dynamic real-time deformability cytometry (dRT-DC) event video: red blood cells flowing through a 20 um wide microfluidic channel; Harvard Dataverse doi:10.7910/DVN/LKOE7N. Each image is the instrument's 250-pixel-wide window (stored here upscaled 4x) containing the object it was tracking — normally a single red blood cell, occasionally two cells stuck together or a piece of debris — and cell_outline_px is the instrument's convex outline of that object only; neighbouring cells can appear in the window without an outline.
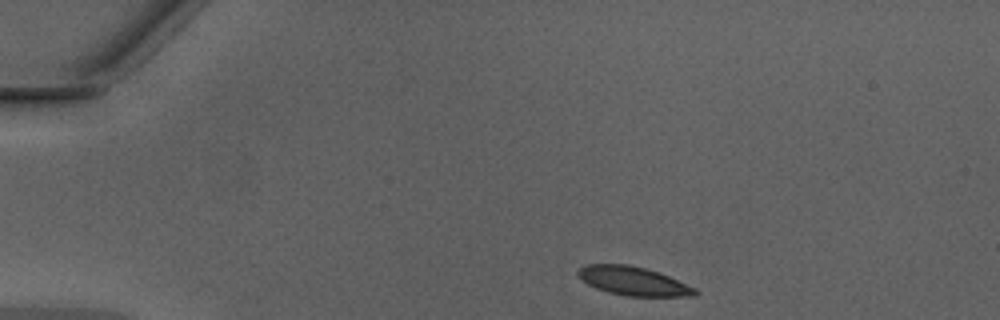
{"species": "Egyptian fruit bat (a non-hibernating species)", "species_latin": "Rousettus aegyptiacus", "temperature_condition": "warm", "stored_images_in_passage": 40, "camera_frame_rate_fps": 3000, "um_per_image_px": 0.085, "animal": {"sex": "male"}, "frame": {"image": 1, "passage_image": 1, "time_ms": 0.0, "image_size_px": [1000, 320], "cell_outline_px": [[696, 296], [628, 296], [608, 292], [596, 288], [588, 284], [576, 272], [584, 264], [628, 264], [644, 268], [668, 276], [696, 288]], "centroid_in_image_um": [53.81, 23.88], "position_along_channel_um": 31.2, "area_um2": 19.31}}
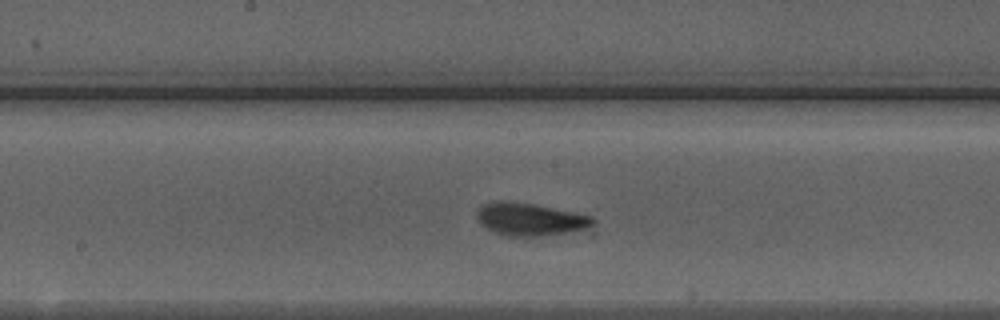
{"frame": {"image": 2, "passage_image": 18, "time_ms": 5.667, "image_size_px": [1000, 320], "cell_outline_px": [[596, 220], [592, 224], [584, 228], [564, 232], [540, 236], [508, 236], [496, 232], [488, 228], [476, 216], [476, 212], [480, 204], [496, 200], [508, 200], [532, 204], [592, 216]], "centroid_in_image_um": [44.99, 18.61], "position_along_channel_um": 203.2, "area_um2": 21.62}}
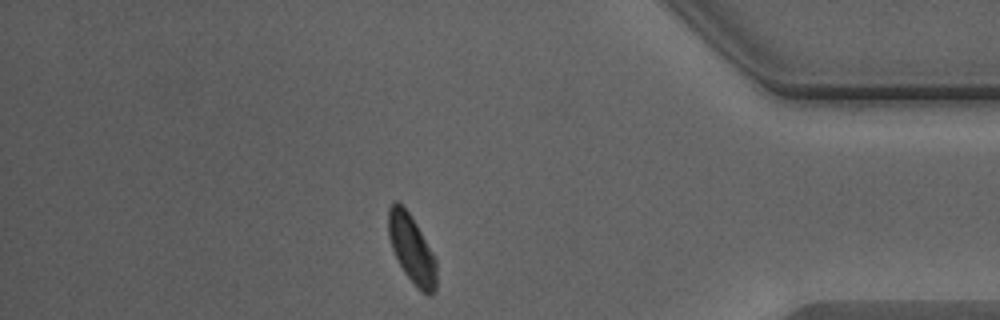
{"frame": {"image": 3, "passage_image": 34, "time_ms": 11.0, "image_size_px": [1000, 320], "cell_outline_px": [[436, 288], [432, 296], [428, 296], [420, 292], [416, 288], [404, 272], [392, 248], [388, 236], [388, 208], [396, 200], [408, 212], [416, 224], [436, 260]], "centroid_in_image_um": [35.0, 21.23], "position_along_channel_um": 400.2, "area_um2": 18.96}, "authors_computed_cell_mechanics": {"area_um2": 20.1722, "velocity_mm_per_s": 4.2613, "shape_relaxation_time_tau1_ms": 2.7902, "shape_relaxation_time_tau2_ms": 1.1014, "deformation_change_tau1": 0.0999, "deformation_change_tau2": 0.0622}}